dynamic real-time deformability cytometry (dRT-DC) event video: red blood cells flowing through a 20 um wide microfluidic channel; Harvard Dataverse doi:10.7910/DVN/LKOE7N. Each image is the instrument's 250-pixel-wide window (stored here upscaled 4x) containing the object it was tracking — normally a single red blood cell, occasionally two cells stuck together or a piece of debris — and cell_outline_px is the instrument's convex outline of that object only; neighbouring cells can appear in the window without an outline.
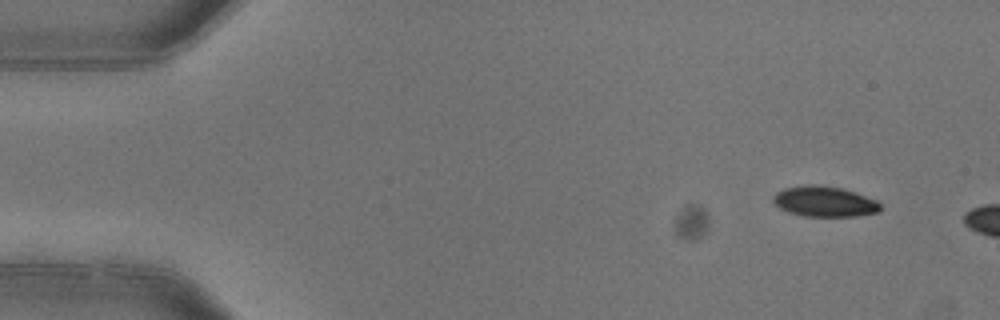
{"species": "common noctule bat (a hibernating species)", "species_latin": "Nyctalus noctula", "temperature_condition": "warm", "stored_images_in_passage": 3, "camera_frame_rate_fps": 3000, "um_per_image_px": 0.085, "animal": {"sex": "female"}, "frame": {"image": 1, "passage_image": 1, "time_ms": 0.0, "image_size_px": [1000, 320], "cell_outline_px": [[880, 212], [856, 216], [804, 216], [788, 212], [780, 208], [772, 200], [772, 196], [776, 192], [784, 188], [808, 184], [820, 184], [844, 188], [876, 200], [880, 204]], "centroid_in_image_um": [70.07, 17.11], "position_along_channel_um": 14.9, "area_um2": 19.19}}